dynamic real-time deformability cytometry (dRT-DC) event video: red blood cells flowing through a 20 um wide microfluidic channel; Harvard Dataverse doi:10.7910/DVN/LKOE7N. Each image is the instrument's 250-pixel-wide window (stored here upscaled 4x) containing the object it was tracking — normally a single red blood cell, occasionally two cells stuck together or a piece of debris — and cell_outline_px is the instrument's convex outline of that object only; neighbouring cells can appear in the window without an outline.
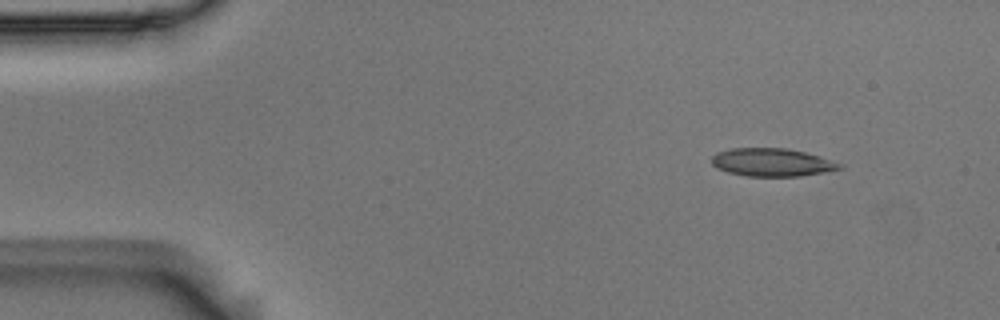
{"species": "Egyptian fruit bat (a non-hibernating species)", "species_latin": "Rousettus aegyptiacus", "temperature_condition": "room temperature", "stored_images_in_passage": 50, "camera_frame_rate_fps": 3000, "um_per_image_px": 0.085, "animal": {"sex": "male"}, "frame": {"image": 1, "passage_image": 2, "time_ms": 0.333, "image_size_px": [1000, 320], "cell_outline_px": [[844, 168], [824, 172], [800, 176], [744, 176], [728, 172], [716, 168], [712, 164], [712, 156], [716, 152], [732, 148], [784, 148], [804, 152], [820, 156], [844, 164]], "centroid_in_image_um": [65.62, 13.8], "position_along_channel_um": 19.4, "area_um2": 20.98}}
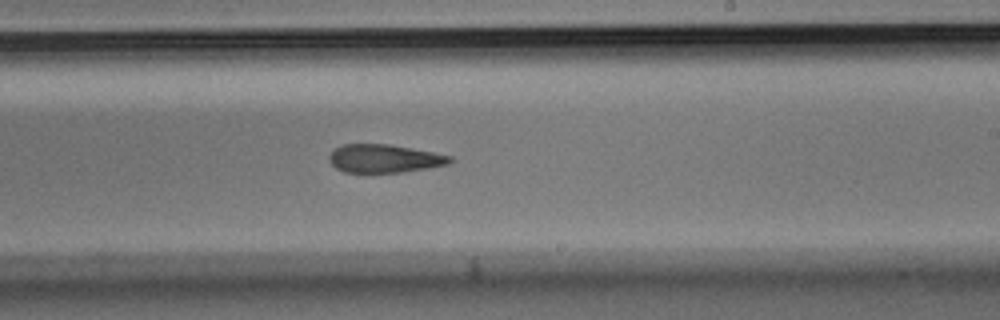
{"frame": {"image": 2, "passage_image": 28, "time_ms": 9.0, "image_size_px": [1000, 320], "cell_outline_px": [[452, 160], [448, 164], [428, 168], [404, 172], [344, 172], [336, 168], [328, 160], [328, 156], [336, 148], [344, 144], [388, 144], [432, 152], [452, 156]], "centroid_in_image_um": [32.65, 13.48], "position_along_channel_um": 256.3, "area_um2": 19.71}}
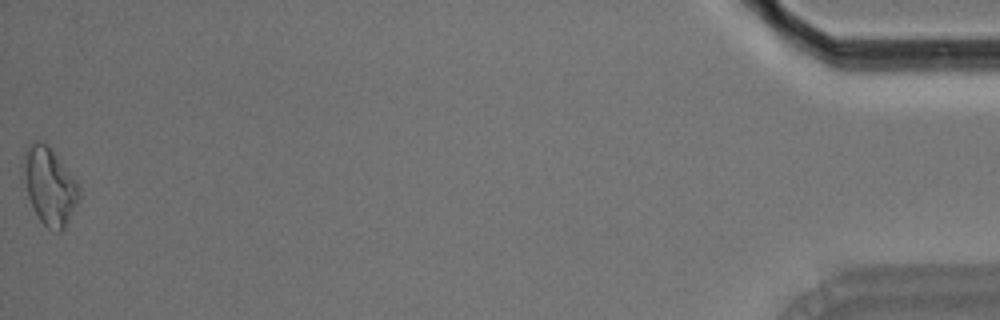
{"frame": {"image": 3, "passage_image": 50, "time_ms": 16.333, "image_size_px": [1000, 320], "cell_outline_px": [[80, 200], [64, 228], [60, 232], [56, 232], [48, 228], [40, 220], [28, 196], [20, 164], [24, 152], [32, 140], [40, 140], [48, 144], [76, 180], [80, 188]], "centroid_in_image_um": [4.2, 15.77], "position_along_channel_um": 431.0, "area_um2": 25.37}, "authors_computed_cell_mechanics": {"area_um2": 21.1837, "velocity_mm_per_s": 3.7178, "shape_relaxation_time_tau1_ms": 7.9869, "shape_relaxation_time_tau2_ms": 5.2587, "deformation_change_tau1": 0.1707, "deformation_change_tau2": 0.156}}